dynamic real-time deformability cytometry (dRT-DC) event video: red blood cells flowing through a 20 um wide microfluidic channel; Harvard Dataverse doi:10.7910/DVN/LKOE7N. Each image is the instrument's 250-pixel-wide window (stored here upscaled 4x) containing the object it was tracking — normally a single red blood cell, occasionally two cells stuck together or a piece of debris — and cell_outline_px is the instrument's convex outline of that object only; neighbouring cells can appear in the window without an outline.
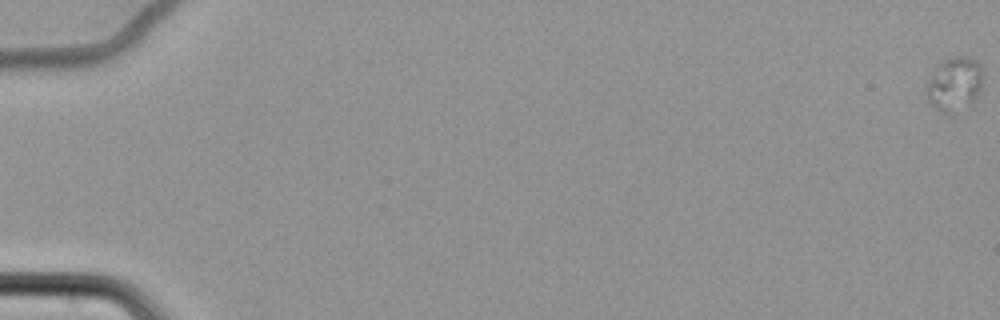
{"species": "common noctule bat (a hibernating species)", "species_latin": "Nyctalus noctula", "temperature_condition": "cold", "stored_images_in_passage": 15, "camera_frame_rate_fps": 3000, "um_per_image_px": 0.085, "animal": {"sex": "female", "body_mass_g": 22.7, "forearm_length_mm": 54.2}, "frame": {"image": 1, "passage_image": 1, "time_ms": 0.0, "image_size_px": [1000, 320], "cell_outline_px": [[984, 76], [976, 100], [972, 104], [948, 116], [940, 112], [928, 100], [924, 92], [936, 68], [944, 60], [956, 56], [968, 56], [976, 60], [984, 68]], "centroid_in_image_um": [81.18, 7.17], "position_along_channel_um": 3.8, "area_um2": 18.09}}